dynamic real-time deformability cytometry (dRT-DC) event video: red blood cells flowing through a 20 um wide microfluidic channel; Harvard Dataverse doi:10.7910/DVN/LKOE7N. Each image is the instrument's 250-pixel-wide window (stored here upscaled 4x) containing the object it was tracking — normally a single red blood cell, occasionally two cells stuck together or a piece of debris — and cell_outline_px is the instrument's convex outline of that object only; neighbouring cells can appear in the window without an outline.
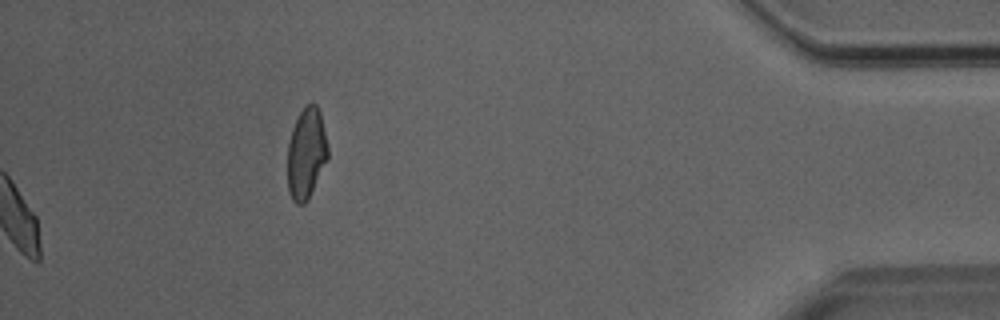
{"species": "Egyptian fruit bat (a non-hibernating species)", "species_latin": "Rousettus aegyptiacus", "temperature_condition": "room temperature", "stored_images_in_passage": 44, "camera_frame_rate_fps": 3000, "um_per_image_px": 0.085, "animal": {"sex": "male"}, "frame": {"image": 1, "passage_image": 44, "time_ms": 14.333, "image_size_px": [1000, 320], "cell_outline_px": [[328, 160], [308, 200], [304, 204], [296, 204], [292, 200], [288, 192], [288, 140], [292, 128], [304, 104], [316, 104], [320, 112], [328, 148]], "centroid_in_image_um": [26.03, 13.06], "position_along_channel_um": 409.2, "area_um2": 21.56}}